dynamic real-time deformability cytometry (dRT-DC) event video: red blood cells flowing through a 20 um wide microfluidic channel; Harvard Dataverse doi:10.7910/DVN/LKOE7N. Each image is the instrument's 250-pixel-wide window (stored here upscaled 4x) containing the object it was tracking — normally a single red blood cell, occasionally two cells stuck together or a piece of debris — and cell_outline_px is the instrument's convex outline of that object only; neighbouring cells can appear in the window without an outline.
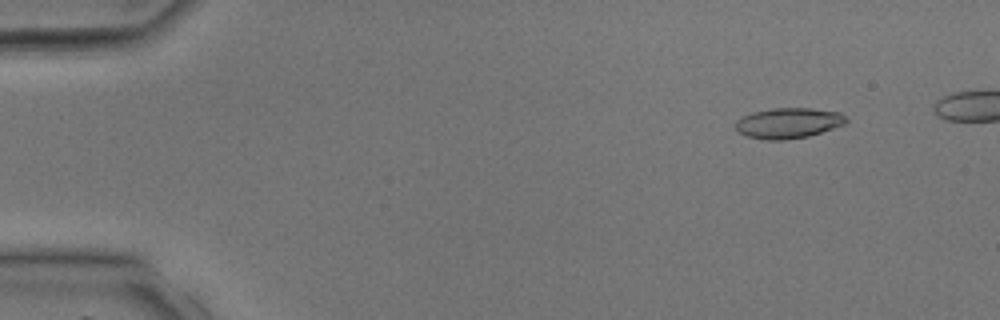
{"species": "common noctule bat (a hibernating species)", "species_latin": "Nyctalus noctula", "temperature_condition": "room temperature", "stored_images_in_passage": 37, "camera_frame_rate_fps": 3000, "um_per_image_px": 0.085, "animal": {"sex": "male", "body_mass_g": 17.9, "forearm_length_mm": 54.2}, "frame": {"image": 1, "passage_image": 5, "time_ms": 1.333, "image_size_px": [1000, 320], "cell_outline_px": [[848, 120], [844, 124], [808, 136], [784, 140], [764, 140], [748, 136], [736, 132], [736, 120], [752, 112], [772, 108], [812, 108], [840, 112]], "centroid_in_image_um": [66.98, 10.46], "position_along_channel_um": 18.0, "area_um2": 19.59}}
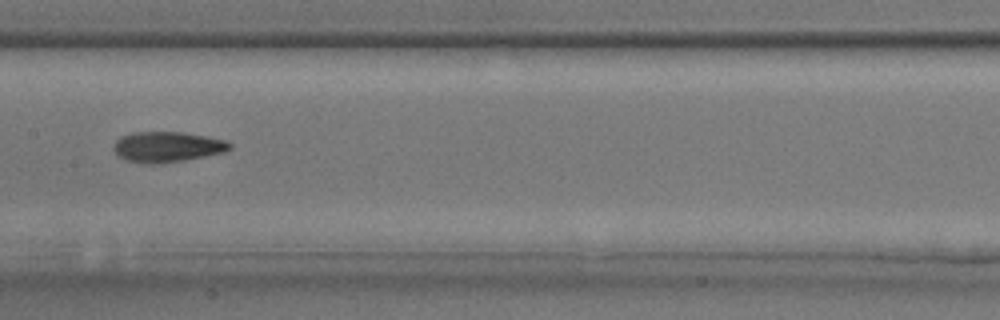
{"frame": {"image": 2, "passage_image": 21, "time_ms": 6.667, "image_size_px": [1000, 320], "cell_outline_px": [[232, 148], [224, 152], [184, 160], [156, 164], [152, 164], [124, 160], [112, 148], [112, 144], [120, 136], [132, 132], [184, 132], [208, 136], [228, 140], [232, 144]], "centroid_in_image_um": [14.22, 12.47], "position_along_channel_um": 193.2, "area_um2": 20.81}}
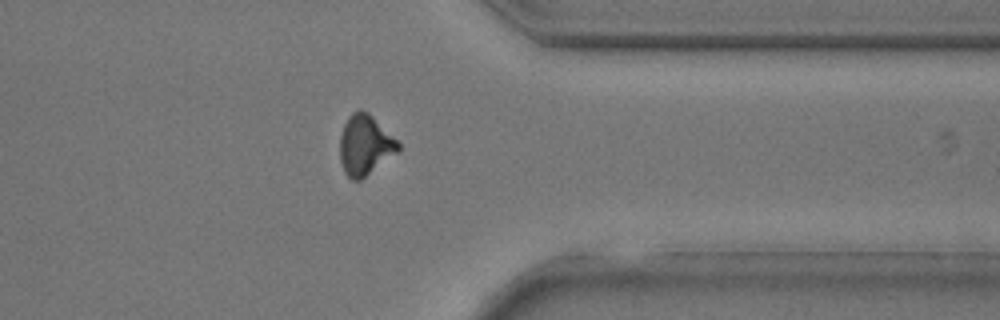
{"frame": {"image": 3, "passage_image": 32, "time_ms": 10.333, "image_size_px": [1000, 320], "cell_outline_px": [[400, 152], [360, 180], [352, 180], [344, 172], [340, 160], [340, 136], [344, 124], [348, 116], [352, 112], [360, 108], [368, 112], [400, 144]], "centroid_in_image_um": [31.02, 12.34], "position_along_channel_um": 380.4, "area_um2": 20.52}}